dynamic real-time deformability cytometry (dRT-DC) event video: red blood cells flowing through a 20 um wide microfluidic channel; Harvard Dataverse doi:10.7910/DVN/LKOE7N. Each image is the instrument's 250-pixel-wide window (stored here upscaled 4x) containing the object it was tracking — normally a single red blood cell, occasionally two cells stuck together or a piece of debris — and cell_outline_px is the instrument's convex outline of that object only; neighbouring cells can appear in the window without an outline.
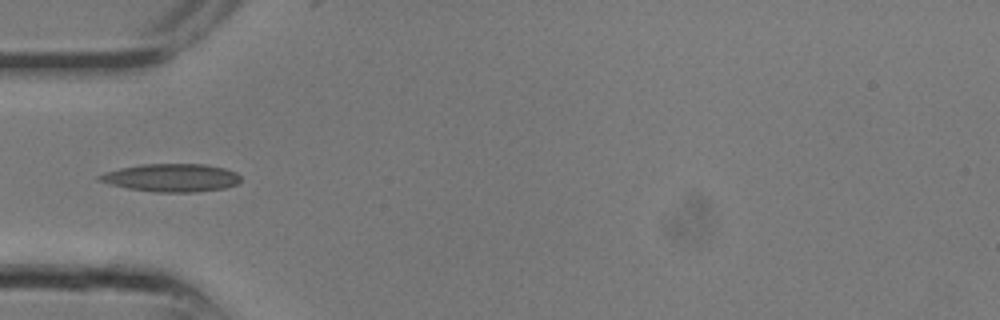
{"species": "common noctule bat (a hibernating species)", "species_latin": "Nyctalus noctula", "temperature_condition": "room temperature", "stored_images_in_passage": 10, "camera_frame_rate_fps": 3000, "um_per_image_px": 0.085, "animal": {"sex": "male", "body_mass_g": 13.3}, "frame": {"image": 1, "passage_image": 9, "time_ms": 2.667, "image_size_px": [1000, 320], "cell_outline_px": [[240, 180], [236, 184], [224, 188], [196, 192], [156, 192], [128, 188], [96, 180], [96, 176], [104, 172], [120, 168], [144, 164], [204, 164], [224, 168], [236, 172], [240, 176]], "centroid_in_image_um": [14.56, 15.1], "position_along_channel_um": 70.4, "area_um2": 22.95}}